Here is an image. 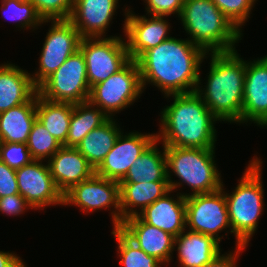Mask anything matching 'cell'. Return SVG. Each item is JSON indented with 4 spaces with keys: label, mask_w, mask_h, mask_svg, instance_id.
I'll return each instance as SVG.
<instances>
[{
    "label": "cell",
    "mask_w": 267,
    "mask_h": 267,
    "mask_svg": "<svg viewBox=\"0 0 267 267\" xmlns=\"http://www.w3.org/2000/svg\"><path fill=\"white\" fill-rule=\"evenodd\" d=\"M123 133L121 131L113 148L95 169V174L120 182L136 159L156 139L155 133L141 134L137 131L129 132L127 135Z\"/></svg>",
    "instance_id": "15"
},
{
    "label": "cell",
    "mask_w": 267,
    "mask_h": 267,
    "mask_svg": "<svg viewBox=\"0 0 267 267\" xmlns=\"http://www.w3.org/2000/svg\"><path fill=\"white\" fill-rule=\"evenodd\" d=\"M267 128V55L246 61L241 123Z\"/></svg>",
    "instance_id": "16"
},
{
    "label": "cell",
    "mask_w": 267,
    "mask_h": 267,
    "mask_svg": "<svg viewBox=\"0 0 267 267\" xmlns=\"http://www.w3.org/2000/svg\"><path fill=\"white\" fill-rule=\"evenodd\" d=\"M38 94L54 102L82 103L88 101L86 61L80 49L50 75L39 87Z\"/></svg>",
    "instance_id": "8"
},
{
    "label": "cell",
    "mask_w": 267,
    "mask_h": 267,
    "mask_svg": "<svg viewBox=\"0 0 267 267\" xmlns=\"http://www.w3.org/2000/svg\"><path fill=\"white\" fill-rule=\"evenodd\" d=\"M146 15L152 16H166L177 14L178 18L181 14L184 0H144ZM150 13V14H149Z\"/></svg>",
    "instance_id": "35"
},
{
    "label": "cell",
    "mask_w": 267,
    "mask_h": 267,
    "mask_svg": "<svg viewBox=\"0 0 267 267\" xmlns=\"http://www.w3.org/2000/svg\"><path fill=\"white\" fill-rule=\"evenodd\" d=\"M257 0H212L218 9L242 32V25L250 18Z\"/></svg>",
    "instance_id": "32"
},
{
    "label": "cell",
    "mask_w": 267,
    "mask_h": 267,
    "mask_svg": "<svg viewBox=\"0 0 267 267\" xmlns=\"http://www.w3.org/2000/svg\"><path fill=\"white\" fill-rule=\"evenodd\" d=\"M36 119V94L28 102L0 113L1 143H27Z\"/></svg>",
    "instance_id": "25"
},
{
    "label": "cell",
    "mask_w": 267,
    "mask_h": 267,
    "mask_svg": "<svg viewBox=\"0 0 267 267\" xmlns=\"http://www.w3.org/2000/svg\"><path fill=\"white\" fill-rule=\"evenodd\" d=\"M179 20L188 39L206 54L233 51L243 36L212 0H184Z\"/></svg>",
    "instance_id": "4"
},
{
    "label": "cell",
    "mask_w": 267,
    "mask_h": 267,
    "mask_svg": "<svg viewBox=\"0 0 267 267\" xmlns=\"http://www.w3.org/2000/svg\"><path fill=\"white\" fill-rule=\"evenodd\" d=\"M0 160L13 169H19L33 161L26 143H0Z\"/></svg>",
    "instance_id": "34"
},
{
    "label": "cell",
    "mask_w": 267,
    "mask_h": 267,
    "mask_svg": "<svg viewBox=\"0 0 267 267\" xmlns=\"http://www.w3.org/2000/svg\"><path fill=\"white\" fill-rule=\"evenodd\" d=\"M79 49L85 57L90 88L121 70L131 60L126 40L121 36L82 38Z\"/></svg>",
    "instance_id": "9"
},
{
    "label": "cell",
    "mask_w": 267,
    "mask_h": 267,
    "mask_svg": "<svg viewBox=\"0 0 267 267\" xmlns=\"http://www.w3.org/2000/svg\"><path fill=\"white\" fill-rule=\"evenodd\" d=\"M19 194L32 209L43 210L47 206L63 205V194L58 190L48 164L33 160L16 169ZM43 208V209H42Z\"/></svg>",
    "instance_id": "13"
},
{
    "label": "cell",
    "mask_w": 267,
    "mask_h": 267,
    "mask_svg": "<svg viewBox=\"0 0 267 267\" xmlns=\"http://www.w3.org/2000/svg\"><path fill=\"white\" fill-rule=\"evenodd\" d=\"M170 106L161 111L160 131L156 139L165 147L215 148L219 121L196 93L171 94ZM215 122V124H214Z\"/></svg>",
    "instance_id": "2"
},
{
    "label": "cell",
    "mask_w": 267,
    "mask_h": 267,
    "mask_svg": "<svg viewBox=\"0 0 267 267\" xmlns=\"http://www.w3.org/2000/svg\"><path fill=\"white\" fill-rule=\"evenodd\" d=\"M171 192L172 190L139 212L138 216L145 223L164 230L176 238L186 230V203L182 193H177L176 199L170 195Z\"/></svg>",
    "instance_id": "20"
},
{
    "label": "cell",
    "mask_w": 267,
    "mask_h": 267,
    "mask_svg": "<svg viewBox=\"0 0 267 267\" xmlns=\"http://www.w3.org/2000/svg\"><path fill=\"white\" fill-rule=\"evenodd\" d=\"M47 164L58 190L63 195L95 174L93 166L76 147L62 146Z\"/></svg>",
    "instance_id": "19"
},
{
    "label": "cell",
    "mask_w": 267,
    "mask_h": 267,
    "mask_svg": "<svg viewBox=\"0 0 267 267\" xmlns=\"http://www.w3.org/2000/svg\"><path fill=\"white\" fill-rule=\"evenodd\" d=\"M169 182L119 183L121 224L169 192ZM139 208L138 210L136 208Z\"/></svg>",
    "instance_id": "23"
},
{
    "label": "cell",
    "mask_w": 267,
    "mask_h": 267,
    "mask_svg": "<svg viewBox=\"0 0 267 267\" xmlns=\"http://www.w3.org/2000/svg\"><path fill=\"white\" fill-rule=\"evenodd\" d=\"M140 69L131 59L121 70L90 88L88 101L109 118L133 105L143 93Z\"/></svg>",
    "instance_id": "7"
},
{
    "label": "cell",
    "mask_w": 267,
    "mask_h": 267,
    "mask_svg": "<svg viewBox=\"0 0 267 267\" xmlns=\"http://www.w3.org/2000/svg\"><path fill=\"white\" fill-rule=\"evenodd\" d=\"M42 20H68L75 0H29Z\"/></svg>",
    "instance_id": "33"
},
{
    "label": "cell",
    "mask_w": 267,
    "mask_h": 267,
    "mask_svg": "<svg viewBox=\"0 0 267 267\" xmlns=\"http://www.w3.org/2000/svg\"><path fill=\"white\" fill-rule=\"evenodd\" d=\"M223 187L222 184L218 191L185 198L188 230L212 236L219 242L223 237L219 236L222 230L229 228L232 233Z\"/></svg>",
    "instance_id": "10"
},
{
    "label": "cell",
    "mask_w": 267,
    "mask_h": 267,
    "mask_svg": "<svg viewBox=\"0 0 267 267\" xmlns=\"http://www.w3.org/2000/svg\"><path fill=\"white\" fill-rule=\"evenodd\" d=\"M109 117L89 101L73 104L69 132L65 147H77L93 129L104 124Z\"/></svg>",
    "instance_id": "28"
},
{
    "label": "cell",
    "mask_w": 267,
    "mask_h": 267,
    "mask_svg": "<svg viewBox=\"0 0 267 267\" xmlns=\"http://www.w3.org/2000/svg\"><path fill=\"white\" fill-rule=\"evenodd\" d=\"M206 55L211 57L207 83L205 88L198 85L196 93L220 122L240 124L246 61L237 50Z\"/></svg>",
    "instance_id": "3"
},
{
    "label": "cell",
    "mask_w": 267,
    "mask_h": 267,
    "mask_svg": "<svg viewBox=\"0 0 267 267\" xmlns=\"http://www.w3.org/2000/svg\"><path fill=\"white\" fill-rule=\"evenodd\" d=\"M119 229L147 255L169 265L175 251L174 236L145 223L138 215L125 219Z\"/></svg>",
    "instance_id": "17"
},
{
    "label": "cell",
    "mask_w": 267,
    "mask_h": 267,
    "mask_svg": "<svg viewBox=\"0 0 267 267\" xmlns=\"http://www.w3.org/2000/svg\"><path fill=\"white\" fill-rule=\"evenodd\" d=\"M220 242L214 237L185 230L174 240L180 267H203L220 254Z\"/></svg>",
    "instance_id": "22"
},
{
    "label": "cell",
    "mask_w": 267,
    "mask_h": 267,
    "mask_svg": "<svg viewBox=\"0 0 267 267\" xmlns=\"http://www.w3.org/2000/svg\"><path fill=\"white\" fill-rule=\"evenodd\" d=\"M112 235L118 243V256L123 267H161L162 263L154 256L147 255L132 240H130L119 228L112 231Z\"/></svg>",
    "instance_id": "29"
},
{
    "label": "cell",
    "mask_w": 267,
    "mask_h": 267,
    "mask_svg": "<svg viewBox=\"0 0 267 267\" xmlns=\"http://www.w3.org/2000/svg\"><path fill=\"white\" fill-rule=\"evenodd\" d=\"M0 10L5 15L4 18L17 23L16 26L21 29H32L48 23V20H42L38 15L35 6L29 0H1ZM32 27V28H31Z\"/></svg>",
    "instance_id": "30"
},
{
    "label": "cell",
    "mask_w": 267,
    "mask_h": 267,
    "mask_svg": "<svg viewBox=\"0 0 267 267\" xmlns=\"http://www.w3.org/2000/svg\"><path fill=\"white\" fill-rule=\"evenodd\" d=\"M28 208L32 209L26 199L20 194L0 197V212L6 215L18 216L23 214Z\"/></svg>",
    "instance_id": "37"
},
{
    "label": "cell",
    "mask_w": 267,
    "mask_h": 267,
    "mask_svg": "<svg viewBox=\"0 0 267 267\" xmlns=\"http://www.w3.org/2000/svg\"><path fill=\"white\" fill-rule=\"evenodd\" d=\"M206 57L189 39L171 37L137 60L142 89L153 84L164 96L196 92L202 85L200 64Z\"/></svg>",
    "instance_id": "1"
},
{
    "label": "cell",
    "mask_w": 267,
    "mask_h": 267,
    "mask_svg": "<svg viewBox=\"0 0 267 267\" xmlns=\"http://www.w3.org/2000/svg\"><path fill=\"white\" fill-rule=\"evenodd\" d=\"M26 144L32 159L44 160V162L47 158L49 160L63 146L44 128L38 119L32 126Z\"/></svg>",
    "instance_id": "31"
},
{
    "label": "cell",
    "mask_w": 267,
    "mask_h": 267,
    "mask_svg": "<svg viewBox=\"0 0 267 267\" xmlns=\"http://www.w3.org/2000/svg\"><path fill=\"white\" fill-rule=\"evenodd\" d=\"M19 194L16 170L0 160V197Z\"/></svg>",
    "instance_id": "36"
},
{
    "label": "cell",
    "mask_w": 267,
    "mask_h": 267,
    "mask_svg": "<svg viewBox=\"0 0 267 267\" xmlns=\"http://www.w3.org/2000/svg\"><path fill=\"white\" fill-rule=\"evenodd\" d=\"M24 263L15 253L0 251V267H26Z\"/></svg>",
    "instance_id": "39"
},
{
    "label": "cell",
    "mask_w": 267,
    "mask_h": 267,
    "mask_svg": "<svg viewBox=\"0 0 267 267\" xmlns=\"http://www.w3.org/2000/svg\"><path fill=\"white\" fill-rule=\"evenodd\" d=\"M63 205L78 206L85 213L114 207L111 212L113 229L121 226L119 182L117 181L94 174L67 191L63 195Z\"/></svg>",
    "instance_id": "11"
},
{
    "label": "cell",
    "mask_w": 267,
    "mask_h": 267,
    "mask_svg": "<svg viewBox=\"0 0 267 267\" xmlns=\"http://www.w3.org/2000/svg\"><path fill=\"white\" fill-rule=\"evenodd\" d=\"M113 118L93 129L76 147L87 161L96 169L113 148L121 128Z\"/></svg>",
    "instance_id": "26"
},
{
    "label": "cell",
    "mask_w": 267,
    "mask_h": 267,
    "mask_svg": "<svg viewBox=\"0 0 267 267\" xmlns=\"http://www.w3.org/2000/svg\"><path fill=\"white\" fill-rule=\"evenodd\" d=\"M155 139L129 168L126 176L119 183L168 182L165 146L158 148Z\"/></svg>",
    "instance_id": "24"
},
{
    "label": "cell",
    "mask_w": 267,
    "mask_h": 267,
    "mask_svg": "<svg viewBox=\"0 0 267 267\" xmlns=\"http://www.w3.org/2000/svg\"><path fill=\"white\" fill-rule=\"evenodd\" d=\"M214 149L165 147L170 189L174 191L183 186V183L187 184L192 193L181 194L185 198L220 190L223 182L214 160ZM172 172L179 178V182L172 180Z\"/></svg>",
    "instance_id": "6"
},
{
    "label": "cell",
    "mask_w": 267,
    "mask_h": 267,
    "mask_svg": "<svg viewBox=\"0 0 267 267\" xmlns=\"http://www.w3.org/2000/svg\"><path fill=\"white\" fill-rule=\"evenodd\" d=\"M249 161L238 180L234 192L226 197L231 231L236 238V247L248 246L250 238L256 233L258 221L264 209V189L262 185L261 159L255 157Z\"/></svg>",
    "instance_id": "5"
},
{
    "label": "cell",
    "mask_w": 267,
    "mask_h": 267,
    "mask_svg": "<svg viewBox=\"0 0 267 267\" xmlns=\"http://www.w3.org/2000/svg\"><path fill=\"white\" fill-rule=\"evenodd\" d=\"M119 0H75L70 21L82 38L105 37Z\"/></svg>",
    "instance_id": "18"
},
{
    "label": "cell",
    "mask_w": 267,
    "mask_h": 267,
    "mask_svg": "<svg viewBox=\"0 0 267 267\" xmlns=\"http://www.w3.org/2000/svg\"><path fill=\"white\" fill-rule=\"evenodd\" d=\"M247 246L236 247L235 251L228 254L220 253L217 255L210 263H207L203 267H236L237 258H239V254L246 248ZM222 254V255H221Z\"/></svg>",
    "instance_id": "38"
},
{
    "label": "cell",
    "mask_w": 267,
    "mask_h": 267,
    "mask_svg": "<svg viewBox=\"0 0 267 267\" xmlns=\"http://www.w3.org/2000/svg\"><path fill=\"white\" fill-rule=\"evenodd\" d=\"M123 30L131 59L137 61L147 50L170 39V24L165 16H138L129 8L124 10ZM169 31V32H168Z\"/></svg>",
    "instance_id": "14"
},
{
    "label": "cell",
    "mask_w": 267,
    "mask_h": 267,
    "mask_svg": "<svg viewBox=\"0 0 267 267\" xmlns=\"http://www.w3.org/2000/svg\"><path fill=\"white\" fill-rule=\"evenodd\" d=\"M37 92L30 73L15 64H0V113L28 102Z\"/></svg>",
    "instance_id": "21"
},
{
    "label": "cell",
    "mask_w": 267,
    "mask_h": 267,
    "mask_svg": "<svg viewBox=\"0 0 267 267\" xmlns=\"http://www.w3.org/2000/svg\"><path fill=\"white\" fill-rule=\"evenodd\" d=\"M51 27L45 37L39 59V69L32 80L38 88L80 46L82 37L72 22L68 20H48Z\"/></svg>",
    "instance_id": "12"
},
{
    "label": "cell",
    "mask_w": 267,
    "mask_h": 267,
    "mask_svg": "<svg viewBox=\"0 0 267 267\" xmlns=\"http://www.w3.org/2000/svg\"><path fill=\"white\" fill-rule=\"evenodd\" d=\"M73 103L54 102L36 93V116L46 130L62 145L69 132Z\"/></svg>",
    "instance_id": "27"
}]
</instances>
